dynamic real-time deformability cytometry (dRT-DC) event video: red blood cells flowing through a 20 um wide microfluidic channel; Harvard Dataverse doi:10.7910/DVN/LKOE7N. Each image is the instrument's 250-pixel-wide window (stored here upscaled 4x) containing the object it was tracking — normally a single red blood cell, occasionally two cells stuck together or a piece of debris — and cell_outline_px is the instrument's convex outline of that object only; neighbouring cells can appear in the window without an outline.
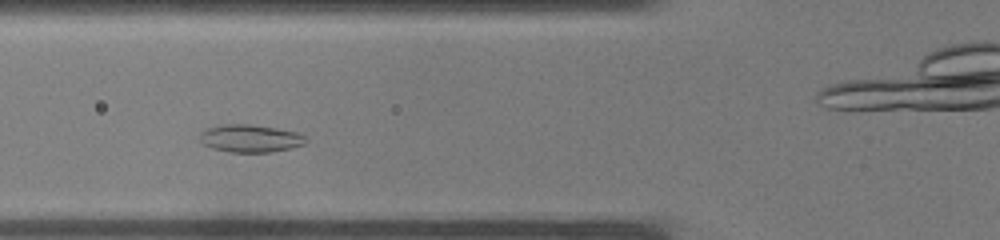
{"species": "common noctule bat (a hibernating species)", "species_latin": "Nyctalus noctula", "temperature_condition": "warm", "stored_images_in_passage": 8, "camera_frame_rate_fps": 3000, "um_per_image_px": 0.085, "animal": {"sex": "male", "body_mass_g": 19.0, "forearm_length_mm": 50.8}, "frame": {"image": 1, "passage_image": 7, "time_ms": 2.0, "image_size_px": [1000, 240], "cell_outline_px": [[308, 140], [304, 144], [292, 148], [272, 152], [228, 152], [212, 148], [204, 144], [200, 140], [200, 132], [208, 128], [220, 124], [252, 124], [300, 132]], "centroid_in_image_um": [21.3, 11.76], "position_along_channel_um": 104.5, "area_um2": 17.28}}